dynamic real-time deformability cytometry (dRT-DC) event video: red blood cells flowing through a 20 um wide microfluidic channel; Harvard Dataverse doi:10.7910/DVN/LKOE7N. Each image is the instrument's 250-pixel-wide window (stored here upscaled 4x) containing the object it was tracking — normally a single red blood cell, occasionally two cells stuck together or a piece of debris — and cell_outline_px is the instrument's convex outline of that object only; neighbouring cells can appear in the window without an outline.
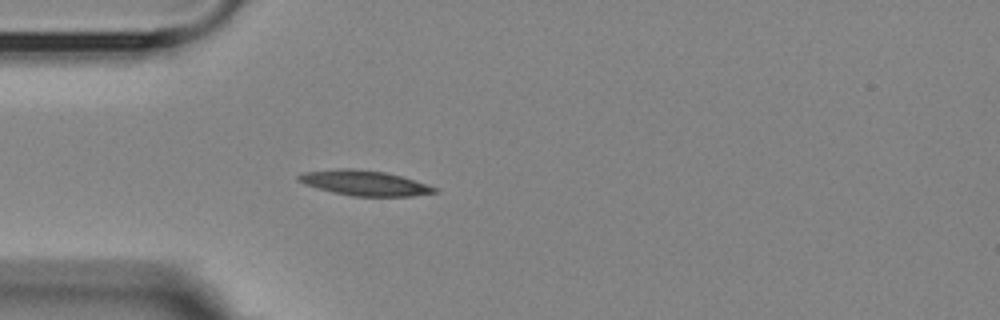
{"species": "Egyptian fruit bat (a non-hibernating species)", "species_latin": "Rousettus aegyptiacus", "temperature_condition": "room temperature", "stored_images_in_passage": 5, "camera_frame_rate_fps": 3000, "um_per_image_px": 0.085, "animal": {"sex": "female"}, "frame": {"image": 1, "passage_image": 5, "time_ms": 4.667, "image_size_px": [1000, 320], "cell_outline_px": [[440, 192], [412, 196], [352, 196], [332, 192], [316, 188], [304, 184], [296, 180], [296, 176], [304, 172], [336, 168], [352, 168], [384, 172], [400, 176], [440, 188]], "centroid_in_image_um": [30.97, 15.55], "position_along_channel_um": 54.0, "area_um2": 20.06}}